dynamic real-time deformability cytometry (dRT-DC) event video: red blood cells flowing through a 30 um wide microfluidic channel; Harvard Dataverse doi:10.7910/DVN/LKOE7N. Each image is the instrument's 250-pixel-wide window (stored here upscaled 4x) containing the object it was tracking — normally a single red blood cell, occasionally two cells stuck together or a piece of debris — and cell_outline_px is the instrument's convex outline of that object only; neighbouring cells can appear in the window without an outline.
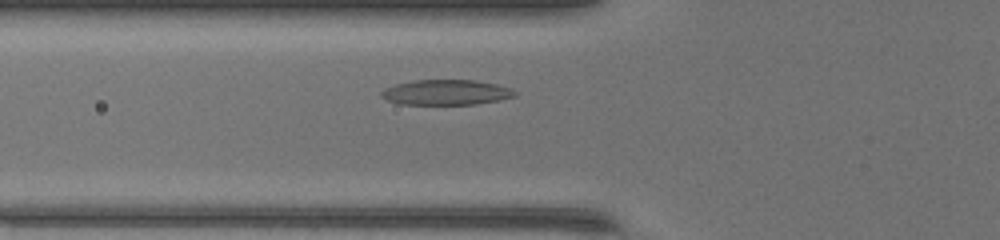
{"species": "common noctule bat (a hibernating species)", "species_latin": "Nyctalus noctula", "temperature_condition": "warm", "stored_images_in_passage": 39, "camera_frame_rate_fps": 3000, "um_per_image_px": 0.085, "animal": {"sex": "female", "body_mass_g": 17.0, "forearm_length_mm": 48.0}, "frame": {"image": 1, "passage_image": 8, "time_ms": 2.333, "image_size_px": [1000, 240], "cell_outline_px": [[516, 96], [500, 100], [476, 104], [400, 104], [388, 100], [380, 96], [380, 92], [384, 88], [396, 84], [416, 80], [476, 80], [496, 84], [512, 88], [516, 92]], "centroid_in_image_um": [37.94, 7.85], "position_along_channel_um": 87.9, "area_um2": 19.65}}
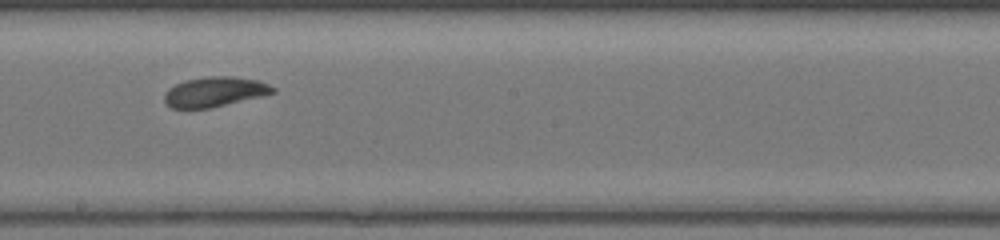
{"frame": {"image": 2, "passage_image": 18, "time_ms": 5.667, "image_size_px": [1000, 240], "cell_outline_px": [[276, 92], [260, 96], [208, 108], [172, 108], [164, 100], [164, 96], [168, 88], [184, 80], [208, 76], [232, 76], [260, 80], [276, 88]], "centroid_in_image_um": [18.25, 7.78], "position_along_channel_um": 229.9, "area_um2": 18.73}}
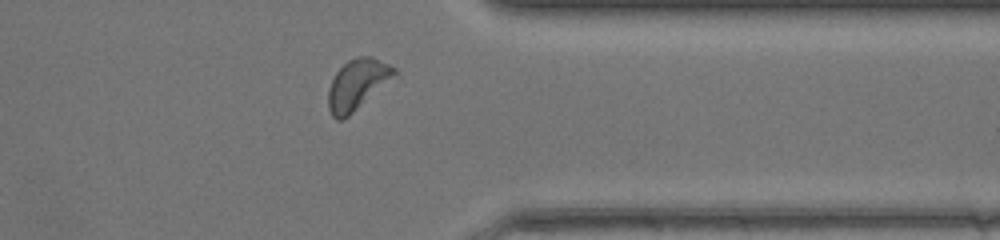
{"frame": {"image": 3, "passage_image": 29, "time_ms": 9.333, "image_size_px": [1000, 240], "cell_outline_px": [[396, 72], [348, 116], [340, 120], [336, 120], [332, 116], [328, 108], [328, 88], [336, 72], [348, 60], [356, 56], [372, 56], [396, 68]], "centroid_in_image_um": [30.29, 7.15], "position_along_channel_um": 381.1, "area_um2": 18.61}, "authors_computed_cell_mechanics": {"area_um2": 19.2474, "velocity_mm_per_s": 4.2472, "shape_relaxation_time_tau1_ms": 2.1922, "shape_relaxation_time_tau2_ms": 5.8305, "deformation_change_tau1": 0.1333, "deformation_change_tau2": 0.1402}}